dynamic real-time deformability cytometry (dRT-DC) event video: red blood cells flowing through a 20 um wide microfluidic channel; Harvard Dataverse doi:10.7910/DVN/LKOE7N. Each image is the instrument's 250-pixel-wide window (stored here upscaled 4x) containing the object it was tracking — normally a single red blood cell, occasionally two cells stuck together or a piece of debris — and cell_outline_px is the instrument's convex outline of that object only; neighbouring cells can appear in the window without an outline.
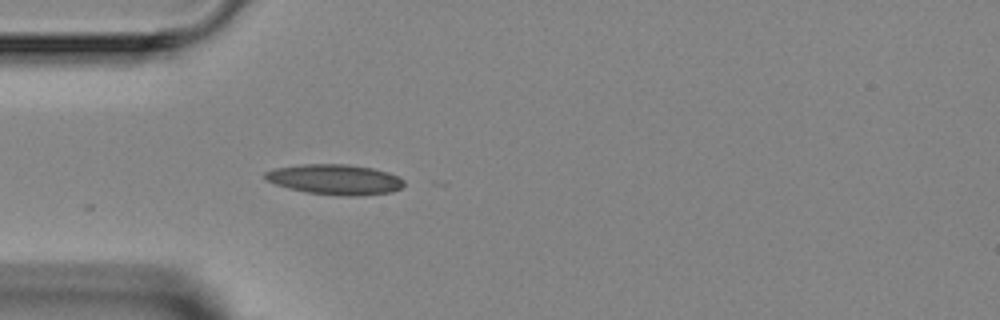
{"species": "Egyptian fruit bat (a non-hibernating species)", "species_latin": "Rousettus aegyptiacus", "temperature_condition": "room temperature", "stored_images_in_passage": 1, "camera_frame_rate_fps": 3000, "um_per_image_px": 0.085, "animal": {"sex": "female"}, "frame": {"image": 1, "passage_image": 1, "time_ms": 0.0, "image_size_px": [1000, 320], "cell_outline_px": [[404, 184], [400, 188], [392, 192], [360, 196], [340, 196], [308, 192], [288, 188], [276, 184], [268, 180], [264, 176], [264, 172], [276, 168], [304, 164], [348, 164], [372, 168], [388, 172], [404, 180]], "centroid_in_image_um": [28.5, 15.26], "position_along_channel_um": 56.5, "area_um2": 24.39}}